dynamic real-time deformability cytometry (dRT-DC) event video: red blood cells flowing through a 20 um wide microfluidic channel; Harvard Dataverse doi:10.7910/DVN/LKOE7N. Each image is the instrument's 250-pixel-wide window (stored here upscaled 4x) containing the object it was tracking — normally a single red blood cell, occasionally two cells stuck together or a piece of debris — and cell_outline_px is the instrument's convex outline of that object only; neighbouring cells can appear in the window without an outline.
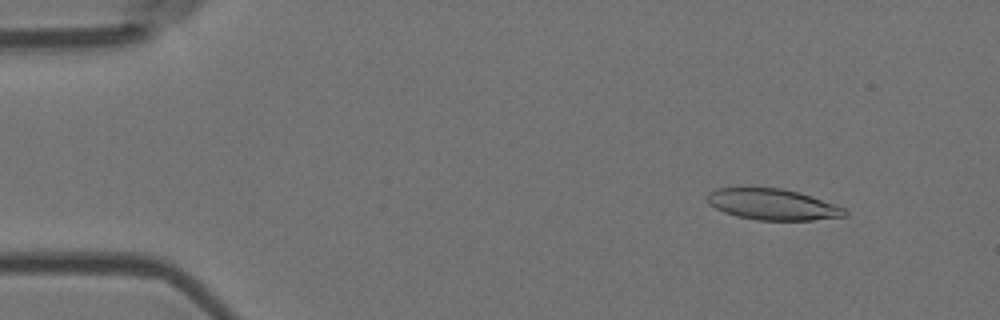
{"species": "Egyptian fruit bat (a non-hibernating species)", "species_latin": "Rousettus aegyptiacus", "temperature_condition": "room temperature", "stored_images_in_passage": 55, "camera_frame_rate_fps": 3000, "um_per_image_px": 0.085, "animal": {"sex": "female"}, "frame": {"image": 1, "passage_image": 6, "time_ms": 1.667, "image_size_px": [1000, 320], "cell_outline_px": [[848, 212], [844, 216], [812, 220], [756, 220], [736, 216], [724, 212], [708, 204], [708, 192], [716, 188], [752, 184], [784, 188], [800, 192], [812, 196], [844, 208]], "centroid_in_image_um": [65.59, 17.31], "position_along_channel_um": 19.4, "area_um2": 25.78}}
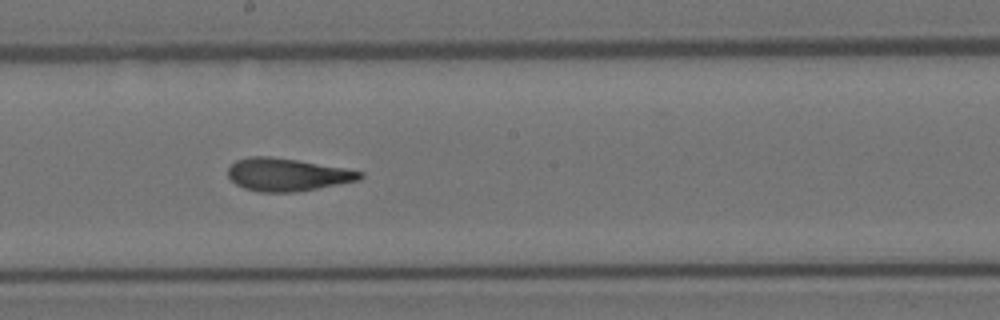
{"frame": {"image": 2, "passage_image": 30, "time_ms": 9.667, "image_size_px": [1000, 320], "cell_outline_px": [[364, 176], [360, 180], [296, 192], [260, 192], [244, 188], [236, 184], [228, 176], [228, 168], [236, 160], [248, 156], [268, 156], [296, 160], [344, 168], [364, 172]], "centroid_in_image_um": [24.41, 14.84], "position_along_channel_um": 223.8, "area_um2": 25.09}}
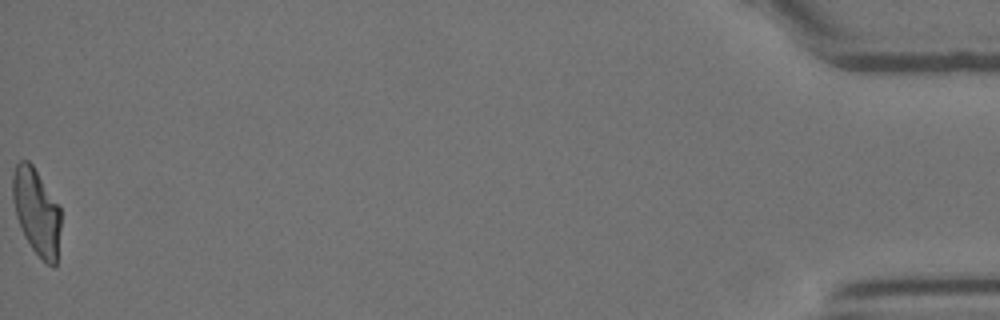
{"frame": {"image": 3, "passage_image": 55, "time_ms": 18.0, "image_size_px": [1000, 320], "cell_outline_px": [[60, 228], [56, 264], [52, 268], [32, 248], [24, 236], [16, 216], [12, 200], [12, 176], [16, 164], [20, 160], [28, 160], [32, 164], [60, 204]], "centroid_in_image_um": [3.1, 17.95], "position_along_channel_um": 432.1, "area_um2": 24.39}, "authors_computed_cell_mechanics": {"area_um2": 25.5476, "velocity_mm_per_s": 3.6953, "shape_relaxation_time_tau1_ms": 8.2646, "shape_relaxation_time_tau2_ms": 2.9385, "deformation_change_tau1": 0.2482, "deformation_change_tau2": 0.1226}}